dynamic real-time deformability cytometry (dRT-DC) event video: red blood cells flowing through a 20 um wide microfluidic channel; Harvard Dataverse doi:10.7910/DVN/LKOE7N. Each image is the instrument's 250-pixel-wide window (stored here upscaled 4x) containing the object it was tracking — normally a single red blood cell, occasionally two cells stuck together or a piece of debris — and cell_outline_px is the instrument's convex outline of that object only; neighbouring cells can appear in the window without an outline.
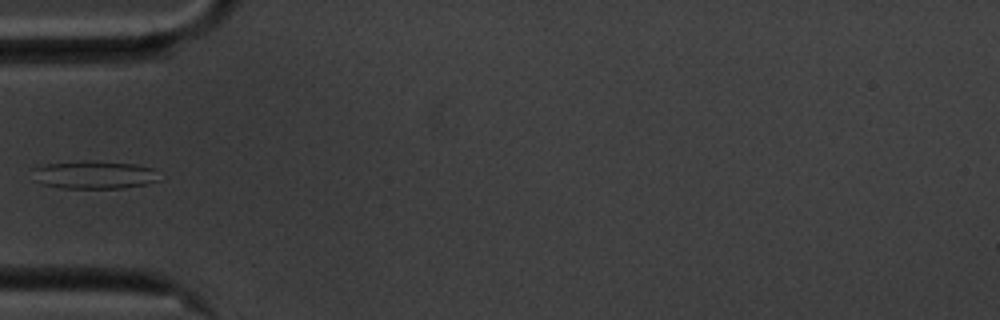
{"species": "common noctule bat (a hibernating species)", "species_latin": "Nyctalus noctula", "temperature_condition": "cold", "stored_images_in_passage": 32, "camera_frame_rate_fps": 3000, "um_per_image_px": 0.085, "animal": {"sex": "male", "body_mass_g": 20.1, "forearm_length_mm": 53.5}, "frame": {"image": 1, "passage_image": 1, "time_ms": 0.0, "image_size_px": [1000, 320], "cell_outline_px": [[164, 180], [124, 188], [60, 188], [44, 184], [32, 180], [32, 168], [48, 164], [84, 160], [88, 160], [132, 164], [152, 168]], "centroid_in_image_um": [7.99, 14.86], "position_along_channel_um": 77.0, "area_um2": 20.87}}
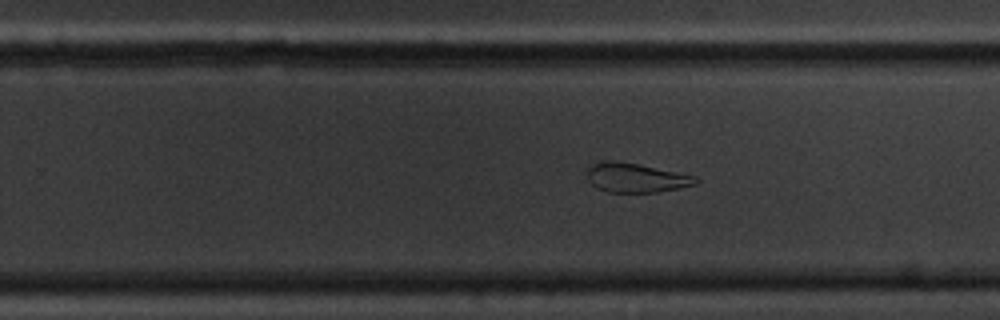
{"frame": {"image": 2, "passage_image": 18, "time_ms": 5.667, "image_size_px": [1000, 320], "cell_outline_px": [[700, 180], [696, 184], [680, 188], [656, 192], [608, 192], [596, 188], [588, 180], [588, 168], [592, 164], [604, 160], [616, 160], [696, 176]], "centroid_in_image_um": [54.04, 15.11], "position_along_channel_um": 275.8, "area_um2": 18.44}}
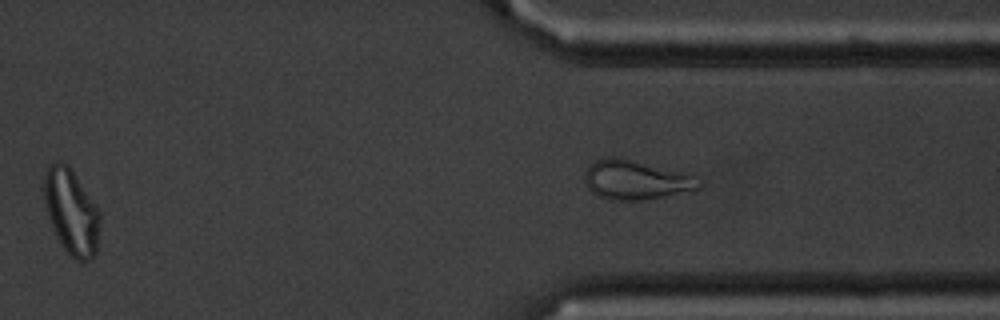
{"frame": {"image": 3, "passage_image": 25, "time_ms": 8.0, "image_size_px": [1000, 320], "cell_outline_px": [[100, 220], [96, 252], [88, 260], [80, 264], [64, 248], [52, 224], [44, 200], [44, 172], [48, 164], [68, 164], [72, 168], [100, 212]], "centroid_in_image_um": [6.08, 17.99], "position_along_channel_um": 405.3, "area_um2": 27.28}}